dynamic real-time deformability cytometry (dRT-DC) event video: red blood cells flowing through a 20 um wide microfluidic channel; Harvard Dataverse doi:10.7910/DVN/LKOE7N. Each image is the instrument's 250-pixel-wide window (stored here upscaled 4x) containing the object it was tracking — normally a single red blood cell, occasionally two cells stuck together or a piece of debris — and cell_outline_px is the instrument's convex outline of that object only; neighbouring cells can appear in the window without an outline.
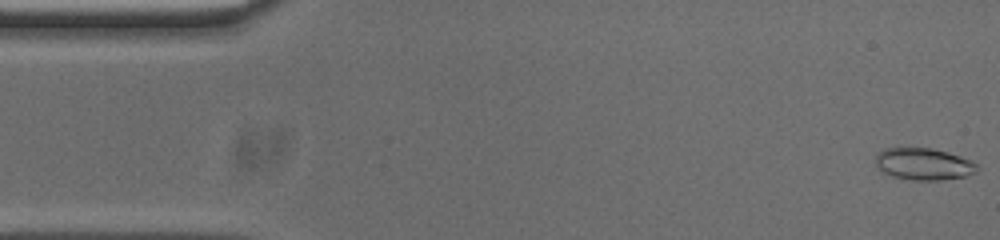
{"species": "common noctule bat (a hibernating species)", "species_latin": "Nyctalus noctula", "temperature_condition": "cold", "stored_images_in_passage": 53, "camera_frame_rate_fps": 3000, "um_per_image_px": 0.085, "animal": {"sex": "male", "body_mass_g": 20.0, "forearm_length_mm": 53.3}, "frame": {"image": 1, "passage_image": 1, "time_ms": 0.0, "image_size_px": [1000, 240], "cell_outline_px": [[980, 168], [976, 172], [964, 176], [940, 180], [912, 180], [892, 176], [876, 168], [876, 156], [884, 148], [932, 148], [948, 152], [972, 160]], "centroid_in_image_um": [78.52, 13.94], "position_along_channel_um": 6.5, "area_um2": 18.9}}
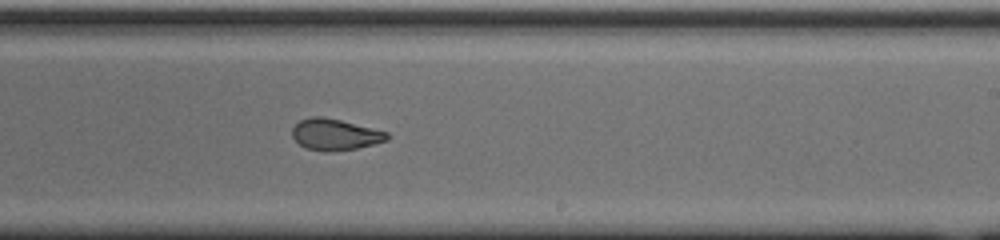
{"frame": {"image": 2, "passage_image": 31, "time_ms": 10.0, "image_size_px": [1000, 240], "cell_outline_px": [[388, 140], [356, 148], [332, 152], [308, 148], [300, 144], [292, 136], [292, 128], [300, 120], [312, 116], [320, 116], [340, 120], [388, 132]], "centroid_in_image_um": [28.47, 11.42], "position_along_channel_um": 260.5, "area_um2": 16.99}}
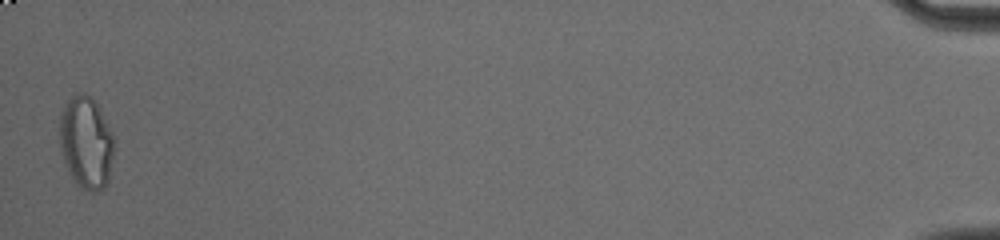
{"frame": {"image": 3, "passage_image": 53, "time_ms": 17.333, "image_size_px": [1000, 240], "cell_outline_px": [[112, 156], [108, 180], [104, 188], [96, 192], [92, 192], [80, 188], [68, 172], [60, 148], [60, 112], [68, 100], [72, 96], [80, 92], [92, 96], [100, 108], [112, 132]], "centroid_in_image_um": [7.3, 12.1], "position_along_channel_um": 427.9, "area_um2": 29.19}, "authors_computed_cell_mechanics": {"area_um2": 18.5538, "velocity_mm_per_s": 3.7304, "shape_relaxation_time_tau1_ms": null, "shape_relaxation_time_tau2_ms": 2.2099, "deformation_change_tau1": null, "deformation_change_tau2": 0.0721}}